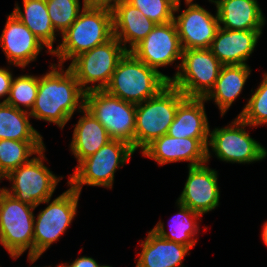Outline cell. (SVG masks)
<instances>
[{
  "label": "cell",
  "instance_id": "cell-1",
  "mask_svg": "<svg viewBox=\"0 0 267 267\" xmlns=\"http://www.w3.org/2000/svg\"><path fill=\"white\" fill-rule=\"evenodd\" d=\"M58 66L61 72L57 71L54 64L52 71L39 78L38 93L30 116L63 128L79 106L80 98H85L86 92L69 67L64 72L60 68L62 65Z\"/></svg>",
  "mask_w": 267,
  "mask_h": 267
},
{
  "label": "cell",
  "instance_id": "cell-32",
  "mask_svg": "<svg viewBox=\"0 0 267 267\" xmlns=\"http://www.w3.org/2000/svg\"><path fill=\"white\" fill-rule=\"evenodd\" d=\"M138 8L143 15L156 24H164L174 19V12L179 10L180 4L172 0H126Z\"/></svg>",
  "mask_w": 267,
  "mask_h": 267
},
{
  "label": "cell",
  "instance_id": "cell-18",
  "mask_svg": "<svg viewBox=\"0 0 267 267\" xmlns=\"http://www.w3.org/2000/svg\"><path fill=\"white\" fill-rule=\"evenodd\" d=\"M262 30H228L221 26L209 49L223 65H246Z\"/></svg>",
  "mask_w": 267,
  "mask_h": 267
},
{
  "label": "cell",
  "instance_id": "cell-11",
  "mask_svg": "<svg viewBox=\"0 0 267 267\" xmlns=\"http://www.w3.org/2000/svg\"><path fill=\"white\" fill-rule=\"evenodd\" d=\"M80 193L73 188L68 189L54 199L48 207L39 213L34 221L33 259L40 255L65 232L76 215Z\"/></svg>",
  "mask_w": 267,
  "mask_h": 267
},
{
  "label": "cell",
  "instance_id": "cell-3",
  "mask_svg": "<svg viewBox=\"0 0 267 267\" xmlns=\"http://www.w3.org/2000/svg\"><path fill=\"white\" fill-rule=\"evenodd\" d=\"M62 36V43L51 53L60 59L58 65L110 40L113 37V12L83 5L77 19Z\"/></svg>",
  "mask_w": 267,
  "mask_h": 267
},
{
  "label": "cell",
  "instance_id": "cell-10",
  "mask_svg": "<svg viewBox=\"0 0 267 267\" xmlns=\"http://www.w3.org/2000/svg\"><path fill=\"white\" fill-rule=\"evenodd\" d=\"M44 150L45 148L37 153L39 158L30 159L5 177L13 182V186L11 192L8 189L4 190L16 200L34 207L40 203H49L56 185L60 181L42 163V159L45 158L43 157Z\"/></svg>",
  "mask_w": 267,
  "mask_h": 267
},
{
  "label": "cell",
  "instance_id": "cell-34",
  "mask_svg": "<svg viewBox=\"0 0 267 267\" xmlns=\"http://www.w3.org/2000/svg\"><path fill=\"white\" fill-rule=\"evenodd\" d=\"M112 1L114 2L113 4ZM122 0H83V5L89 8H105L113 10Z\"/></svg>",
  "mask_w": 267,
  "mask_h": 267
},
{
  "label": "cell",
  "instance_id": "cell-2",
  "mask_svg": "<svg viewBox=\"0 0 267 267\" xmlns=\"http://www.w3.org/2000/svg\"><path fill=\"white\" fill-rule=\"evenodd\" d=\"M170 81V77L150 68L131 52H126L104 90L123 101L138 104L155 97Z\"/></svg>",
  "mask_w": 267,
  "mask_h": 267
},
{
  "label": "cell",
  "instance_id": "cell-35",
  "mask_svg": "<svg viewBox=\"0 0 267 267\" xmlns=\"http://www.w3.org/2000/svg\"><path fill=\"white\" fill-rule=\"evenodd\" d=\"M64 267H100V265L93 258L83 256L77 258L69 266L65 264Z\"/></svg>",
  "mask_w": 267,
  "mask_h": 267
},
{
  "label": "cell",
  "instance_id": "cell-39",
  "mask_svg": "<svg viewBox=\"0 0 267 267\" xmlns=\"http://www.w3.org/2000/svg\"><path fill=\"white\" fill-rule=\"evenodd\" d=\"M100 267H111V266L101 265Z\"/></svg>",
  "mask_w": 267,
  "mask_h": 267
},
{
  "label": "cell",
  "instance_id": "cell-7",
  "mask_svg": "<svg viewBox=\"0 0 267 267\" xmlns=\"http://www.w3.org/2000/svg\"><path fill=\"white\" fill-rule=\"evenodd\" d=\"M86 108L106 129L112 139L129 143L134 149L136 104L123 101L106 90L85 93Z\"/></svg>",
  "mask_w": 267,
  "mask_h": 267
},
{
  "label": "cell",
  "instance_id": "cell-9",
  "mask_svg": "<svg viewBox=\"0 0 267 267\" xmlns=\"http://www.w3.org/2000/svg\"><path fill=\"white\" fill-rule=\"evenodd\" d=\"M126 52L124 47H121V43L113 36L104 44L79 54L72 60L69 68L85 92L104 90L110 83L117 63ZM94 82L100 83L93 87H85L88 83Z\"/></svg>",
  "mask_w": 267,
  "mask_h": 267
},
{
  "label": "cell",
  "instance_id": "cell-29",
  "mask_svg": "<svg viewBox=\"0 0 267 267\" xmlns=\"http://www.w3.org/2000/svg\"><path fill=\"white\" fill-rule=\"evenodd\" d=\"M39 77L31 75H22L16 79H12L9 96L3 102L17 109H21L20 104L24 107L31 108L38 93Z\"/></svg>",
  "mask_w": 267,
  "mask_h": 267
},
{
  "label": "cell",
  "instance_id": "cell-28",
  "mask_svg": "<svg viewBox=\"0 0 267 267\" xmlns=\"http://www.w3.org/2000/svg\"><path fill=\"white\" fill-rule=\"evenodd\" d=\"M180 211L176 214L173 219V224L171 228V233H167L164 229V224L158 222V224L152 229L161 238L168 241H173L176 243L183 244L192 248L196 243V239H191L197 232V224L194 222L195 219L201 216L200 213L191 210L189 207L181 203H177Z\"/></svg>",
  "mask_w": 267,
  "mask_h": 267
},
{
  "label": "cell",
  "instance_id": "cell-21",
  "mask_svg": "<svg viewBox=\"0 0 267 267\" xmlns=\"http://www.w3.org/2000/svg\"><path fill=\"white\" fill-rule=\"evenodd\" d=\"M216 4L219 24L228 30H262L265 18L257 0H209Z\"/></svg>",
  "mask_w": 267,
  "mask_h": 267
},
{
  "label": "cell",
  "instance_id": "cell-30",
  "mask_svg": "<svg viewBox=\"0 0 267 267\" xmlns=\"http://www.w3.org/2000/svg\"><path fill=\"white\" fill-rule=\"evenodd\" d=\"M79 0H46L48 15L55 30L62 34L77 19L80 12Z\"/></svg>",
  "mask_w": 267,
  "mask_h": 267
},
{
  "label": "cell",
  "instance_id": "cell-25",
  "mask_svg": "<svg viewBox=\"0 0 267 267\" xmlns=\"http://www.w3.org/2000/svg\"><path fill=\"white\" fill-rule=\"evenodd\" d=\"M24 12L16 6L13 14L25 25L52 53L55 29L52 26L46 0H23Z\"/></svg>",
  "mask_w": 267,
  "mask_h": 267
},
{
  "label": "cell",
  "instance_id": "cell-6",
  "mask_svg": "<svg viewBox=\"0 0 267 267\" xmlns=\"http://www.w3.org/2000/svg\"><path fill=\"white\" fill-rule=\"evenodd\" d=\"M134 152L129 143L112 139L96 153L79 162L68 184L79 193L83 184L111 189L116 168L124 165Z\"/></svg>",
  "mask_w": 267,
  "mask_h": 267
},
{
  "label": "cell",
  "instance_id": "cell-23",
  "mask_svg": "<svg viewBox=\"0 0 267 267\" xmlns=\"http://www.w3.org/2000/svg\"><path fill=\"white\" fill-rule=\"evenodd\" d=\"M136 267H181L189 247L165 240L150 231L144 243Z\"/></svg>",
  "mask_w": 267,
  "mask_h": 267
},
{
  "label": "cell",
  "instance_id": "cell-13",
  "mask_svg": "<svg viewBox=\"0 0 267 267\" xmlns=\"http://www.w3.org/2000/svg\"><path fill=\"white\" fill-rule=\"evenodd\" d=\"M138 60L158 71L182 57L183 49L174 21L156 24L153 30L130 51Z\"/></svg>",
  "mask_w": 267,
  "mask_h": 267
},
{
  "label": "cell",
  "instance_id": "cell-38",
  "mask_svg": "<svg viewBox=\"0 0 267 267\" xmlns=\"http://www.w3.org/2000/svg\"><path fill=\"white\" fill-rule=\"evenodd\" d=\"M4 189H5V188L0 189V196H1L2 192L4 191Z\"/></svg>",
  "mask_w": 267,
  "mask_h": 267
},
{
  "label": "cell",
  "instance_id": "cell-26",
  "mask_svg": "<svg viewBox=\"0 0 267 267\" xmlns=\"http://www.w3.org/2000/svg\"><path fill=\"white\" fill-rule=\"evenodd\" d=\"M28 114V115H27ZM26 110L0 103V139L16 141H42L41 135L31 126Z\"/></svg>",
  "mask_w": 267,
  "mask_h": 267
},
{
  "label": "cell",
  "instance_id": "cell-20",
  "mask_svg": "<svg viewBox=\"0 0 267 267\" xmlns=\"http://www.w3.org/2000/svg\"><path fill=\"white\" fill-rule=\"evenodd\" d=\"M204 98L186 97L175 113L167 134L176 138H208L210 130Z\"/></svg>",
  "mask_w": 267,
  "mask_h": 267
},
{
  "label": "cell",
  "instance_id": "cell-36",
  "mask_svg": "<svg viewBox=\"0 0 267 267\" xmlns=\"http://www.w3.org/2000/svg\"><path fill=\"white\" fill-rule=\"evenodd\" d=\"M262 238H263L264 243L267 245V221L263 225Z\"/></svg>",
  "mask_w": 267,
  "mask_h": 267
},
{
  "label": "cell",
  "instance_id": "cell-37",
  "mask_svg": "<svg viewBox=\"0 0 267 267\" xmlns=\"http://www.w3.org/2000/svg\"><path fill=\"white\" fill-rule=\"evenodd\" d=\"M175 4H180V0H172Z\"/></svg>",
  "mask_w": 267,
  "mask_h": 267
},
{
  "label": "cell",
  "instance_id": "cell-5",
  "mask_svg": "<svg viewBox=\"0 0 267 267\" xmlns=\"http://www.w3.org/2000/svg\"><path fill=\"white\" fill-rule=\"evenodd\" d=\"M35 208L16 200L5 190L0 196V243L13 258L30 248L28 259H33Z\"/></svg>",
  "mask_w": 267,
  "mask_h": 267
},
{
  "label": "cell",
  "instance_id": "cell-19",
  "mask_svg": "<svg viewBox=\"0 0 267 267\" xmlns=\"http://www.w3.org/2000/svg\"><path fill=\"white\" fill-rule=\"evenodd\" d=\"M113 36L130 52L154 28L156 23L147 18L138 8L122 0L113 10ZM121 30H120V29ZM120 30V31H119ZM123 38V39H122ZM130 43V49L125 46Z\"/></svg>",
  "mask_w": 267,
  "mask_h": 267
},
{
  "label": "cell",
  "instance_id": "cell-16",
  "mask_svg": "<svg viewBox=\"0 0 267 267\" xmlns=\"http://www.w3.org/2000/svg\"><path fill=\"white\" fill-rule=\"evenodd\" d=\"M217 172L206 165L189 167L188 179L185 183L179 203L203 215L219 204Z\"/></svg>",
  "mask_w": 267,
  "mask_h": 267
},
{
  "label": "cell",
  "instance_id": "cell-12",
  "mask_svg": "<svg viewBox=\"0 0 267 267\" xmlns=\"http://www.w3.org/2000/svg\"><path fill=\"white\" fill-rule=\"evenodd\" d=\"M233 126L214 129L209 133L208 145L212 146L215 155L222 161L250 163L262 160L267 151L244 130L248 125L239 116L232 122ZM241 126V128H239Z\"/></svg>",
  "mask_w": 267,
  "mask_h": 267
},
{
  "label": "cell",
  "instance_id": "cell-27",
  "mask_svg": "<svg viewBox=\"0 0 267 267\" xmlns=\"http://www.w3.org/2000/svg\"><path fill=\"white\" fill-rule=\"evenodd\" d=\"M44 148L43 141L0 139V180Z\"/></svg>",
  "mask_w": 267,
  "mask_h": 267
},
{
  "label": "cell",
  "instance_id": "cell-8",
  "mask_svg": "<svg viewBox=\"0 0 267 267\" xmlns=\"http://www.w3.org/2000/svg\"><path fill=\"white\" fill-rule=\"evenodd\" d=\"M181 59L170 84L186 97L204 98L214 87L223 64L209 48L183 50Z\"/></svg>",
  "mask_w": 267,
  "mask_h": 267
},
{
  "label": "cell",
  "instance_id": "cell-14",
  "mask_svg": "<svg viewBox=\"0 0 267 267\" xmlns=\"http://www.w3.org/2000/svg\"><path fill=\"white\" fill-rule=\"evenodd\" d=\"M208 139L176 138L165 134L155 139L142 153L160 165L175 161H190L188 167L198 166L206 163L210 157Z\"/></svg>",
  "mask_w": 267,
  "mask_h": 267
},
{
  "label": "cell",
  "instance_id": "cell-4",
  "mask_svg": "<svg viewBox=\"0 0 267 267\" xmlns=\"http://www.w3.org/2000/svg\"><path fill=\"white\" fill-rule=\"evenodd\" d=\"M185 98L179 89L169 84L155 97L136 104L134 151L139 147L143 151L155 139L167 134L178 105Z\"/></svg>",
  "mask_w": 267,
  "mask_h": 267
},
{
  "label": "cell",
  "instance_id": "cell-15",
  "mask_svg": "<svg viewBox=\"0 0 267 267\" xmlns=\"http://www.w3.org/2000/svg\"><path fill=\"white\" fill-rule=\"evenodd\" d=\"M186 4L188 8L173 19L182 49L209 48L220 27L217 13L214 17L198 4Z\"/></svg>",
  "mask_w": 267,
  "mask_h": 267
},
{
  "label": "cell",
  "instance_id": "cell-33",
  "mask_svg": "<svg viewBox=\"0 0 267 267\" xmlns=\"http://www.w3.org/2000/svg\"><path fill=\"white\" fill-rule=\"evenodd\" d=\"M12 79V74L8 69L0 68V97L9 94Z\"/></svg>",
  "mask_w": 267,
  "mask_h": 267
},
{
  "label": "cell",
  "instance_id": "cell-22",
  "mask_svg": "<svg viewBox=\"0 0 267 267\" xmlns=\"http://www.w3.org/2000/svg\"><path fill=\"white\" fill-rule=\"evenodd\" d=\"M80 103V112L82 110L85 114L79 119L74 129L73 140L70 145L78 162L96 153L112 140L104 126L84 108V99H81Z\"/></svg>",
  "mask_w": 267,
  "mask_h": 267
},
{
  "label": "cell",
  "instance_id": "cell-24",
  "mask_svg": "<svg viewBox=\"0 0 267 267\" xmlns=\"http://www.w3.org/2000/svg\"><path fill=\"white\" fill-rule=\"evenodd\" d=\"M249 74L250 69L247 65H223L214 87L204 99L213 98L223 116L241 93Z\"/></svg>",
  "mask_w": 267,
  "mask_h": 267
},
{
  "label": "cell",
  "instance_id": "cell-31",
  "mask_svg": "<svg viewBox=\"0 0 267 267\" xmlns=\"http://www.w3.org/2000/svg\"><path fill=\"white\" fill-rule=\"evenodd\" d=\"M238 116L250 126L267 124V74Z\"/></svg>",
  "mask_w": 267,
  "mask_h": 267
},
{
  "label": "cell",
  "instance_id": "cell-17",
  "mask_svg": "<svg viewBox=\"0 0 267 267\" xmlns=\"http://www.w3.org/2000/svg\"><path fill=\"white\" fill-rule=\"evenodd\" d=\"M7 19L0 45L8 62L23 68L36 59L44 44L13 13Z\"/></svg>",
  "mask_w": 267,
  "mask_h": 267
}]
</instances>
